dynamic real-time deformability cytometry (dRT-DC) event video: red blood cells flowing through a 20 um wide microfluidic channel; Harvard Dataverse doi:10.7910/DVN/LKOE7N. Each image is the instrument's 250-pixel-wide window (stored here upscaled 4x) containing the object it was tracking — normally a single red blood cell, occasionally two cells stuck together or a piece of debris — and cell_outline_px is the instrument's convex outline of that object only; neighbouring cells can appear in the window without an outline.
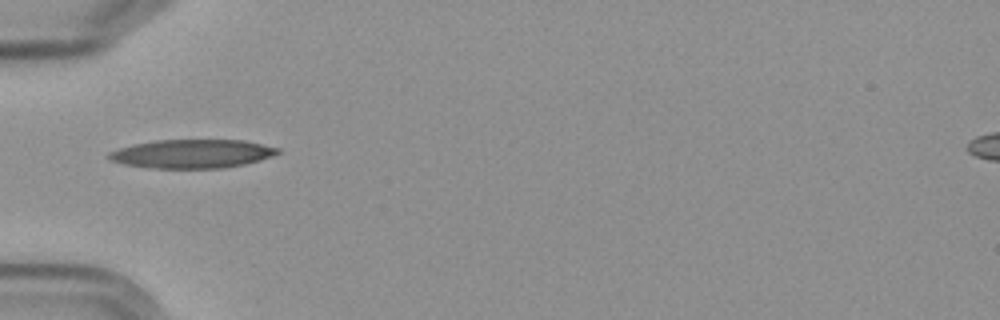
{"species": "Egyptian fruit bat (a non-hibernating species)", "species_latin": "Rousettus aegyptiacus", "temperature_condition": "cold", "stored_images_in_passage": 13, "camera_frame_rate_fps": 3000, "um_per_image_px": 0.085, "frame": {"image": 1, "passage_image": 3, "time_ms": 3.333, "image_size_px": [1000, 320], "cell_outline_px": [[280, 152], [272, 156], [260, 160], [244, 164], [224, 168], [152, 168], [124, 164], [112, 160], [104, 156], [108, 152], [120, 148], [136, 144], [156, 140], [244, 140], [280, 148]], "centroid_in_image_um": [16.34, 13.07], "position_along_channel_um": 68.7, "area_um2": 28.15}}
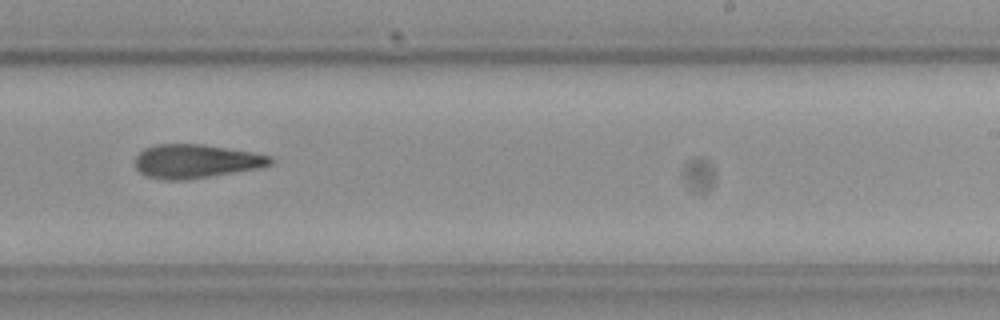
{"frame": {"image": 2, "passage_image": 8, "time_ms": 9.0, "image_size_px": [1000, 320], "cell_outline_px": [[272, 164], [260, 168], [184, 180], [168, 180], [148, 176], [140, 172], [136, 168], [136, 156], [144, 148], [156, 144], [204, 144], [252, 152], [272, 156]], "centroid_in_image_um": [16.66, 13.69], "position_along_channel_um": 272.3, "area_um2": 26.47}}
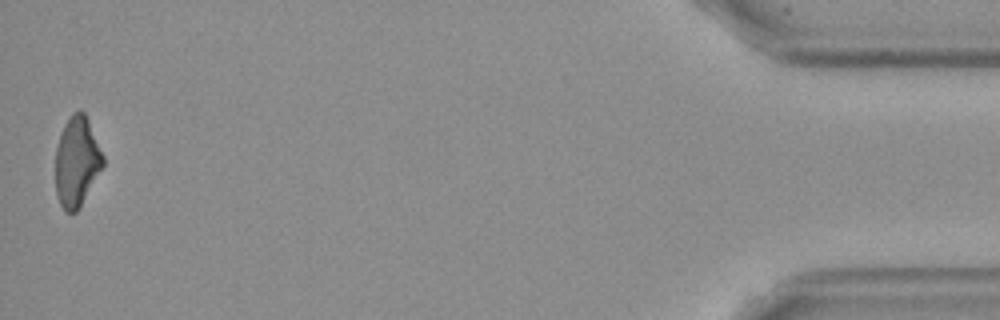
{"frame": {"image": 3, "passage_image": 13, "time_ms": 15.667, "image_size_px": [1000, 320], "cell_outline_px": [[104, 164], [80, 208], [76, 212], [64, 212], [60, 204], [56, 192], [56, 148], [64, 124], [72, 112], [80, 108], [84, 112], [88, 120], [104, 156]], "centroid_in_image_um": [6.53, 13.74], "position_along_channel_um": 428.7, "area_um2": 24.91}, "authors_computed_cell_mechanics": {"area_um2": 26.1256, "velocity_mm_per_s": 3.6036, "shape_relaxation_time_tau1_ms": null, "shape_relaxation_time_tau2_ms": 6.1001, "deformation_change_tau1": null, "deformation_change_tau2": 0.1719}}